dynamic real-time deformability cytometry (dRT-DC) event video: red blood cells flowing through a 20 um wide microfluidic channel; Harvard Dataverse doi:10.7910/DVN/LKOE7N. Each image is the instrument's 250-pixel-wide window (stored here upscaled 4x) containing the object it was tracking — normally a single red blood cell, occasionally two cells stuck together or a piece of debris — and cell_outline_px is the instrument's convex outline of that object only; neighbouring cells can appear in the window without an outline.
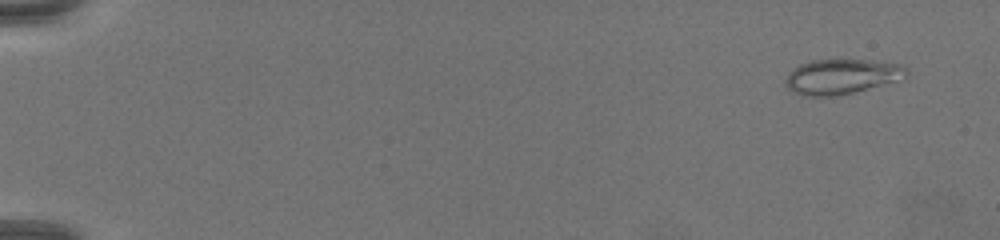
{"species": "common noctule bat (a hibernating species)", "species_latin": "Nyctalus noctula", "temperature_condition": "warm", "stored_images_in_passage": 68, "camera_frame_rate_fps": 3000, "um_per_image_px": 0.085, "animal": {"sex": "female", "body_mass_g": 19.5, "forearm_length_mm": 54.1}, "frame": {"image": 1, "passage_image": 2, "time_ms": 0.333, "image_size_px": [1000, 240], "cell_outline_px": [[908, 72], [900, 80], [836, 96], [804, 96], [788, 88], [784, 84], [784, 80], [788, 72], [792, 68], [800, 64], [812, 60], [864, 60], [900, 64]], "centroid_in_image_um": [71.47, 6.51], "position_along_channel_um": 13.5, "area_um2": 24.39}}
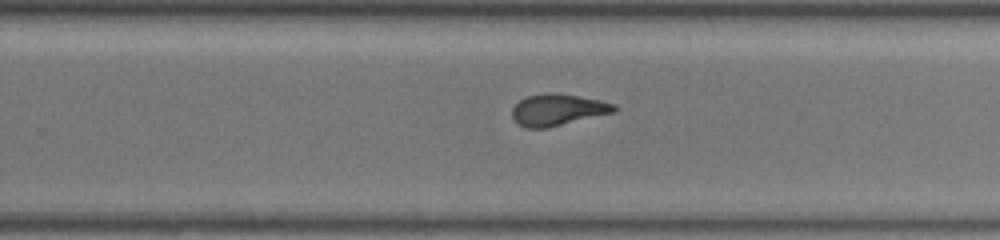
{"frame": {"image": 2, "passage_image": 45, "time_ms": 14.667, "image_size_px": [1000, 240], "cell_outline_px": [[620, 108], [616, 112], [548, 128], [528, 128], [520, 124], [512, 116], [512, 108], [520, 100], [528, 96], [548, 92], [560, 92], [600, 100], [616, 104]], "centroid_in_image_um": [47.48, 9.32], "position_along_channel_um": 282.3, "area_um2": 19.02}}
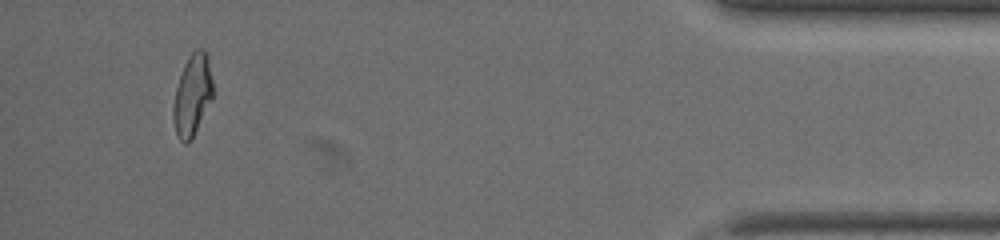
{"frame": {"image": 3, "passage_image": 64, "time_ms": 21.0, "image_size_px": [1000, 240], "cell_outline_px": [[212, 100], [192, 140], [184, 144], [180, 140], [176, 132], [172, 120], [172, 108], [176, 88], [184, 64], [188, 56], [196, 48], [204, 48], [208, 56], [212, 80]], "centroid_in_image_um": [16.35, 8.09], "position_along_channel_um": 418.9, "area_um2": 19.02}}